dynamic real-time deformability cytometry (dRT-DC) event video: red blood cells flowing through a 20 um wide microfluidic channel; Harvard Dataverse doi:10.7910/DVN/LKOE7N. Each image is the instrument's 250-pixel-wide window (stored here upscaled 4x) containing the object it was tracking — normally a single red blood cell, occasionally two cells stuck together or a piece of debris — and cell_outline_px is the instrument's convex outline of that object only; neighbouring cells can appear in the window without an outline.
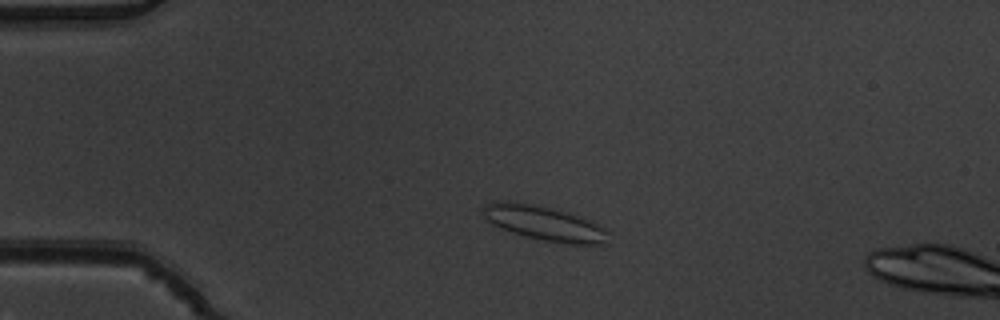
{"species": "common noctule bat (a hibernating species)", "species_latin": "Nyctalus noctula", "temperature_condition": "warm", "stored_images_in_passage": 3, "camera_frame_rate_fps": 3000, "um_per_image_px": 0.085, "animal": {"sex": "male", "body_mass_g": 19.5, "forearm_length_mm": 54.6}, "frame": {"image": 1, "passage_image": 2, "time_ms": 0.333, "image_size_px": [1000, 320], "cell_outline_px": [[608, 244], [568, 244], [544, 240], [512, 232], [492, 224], [484, 216], [480, 208], [492, 200], [500, 200], [528, 204], [548, 208], [580, 216], [592, 220], [600, 224], [608, 232]], "centroid_in_image_um": [46.28, 18.98], "position_along_channel_um": 38.7, "area_um2": 25.03}}